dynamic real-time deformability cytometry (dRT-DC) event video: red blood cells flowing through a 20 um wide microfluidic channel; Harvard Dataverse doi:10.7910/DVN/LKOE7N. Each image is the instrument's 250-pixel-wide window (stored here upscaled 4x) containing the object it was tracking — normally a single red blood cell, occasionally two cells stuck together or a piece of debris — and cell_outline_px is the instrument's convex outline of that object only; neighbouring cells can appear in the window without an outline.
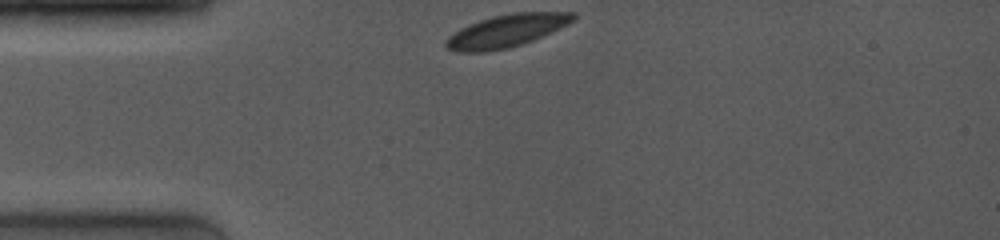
{"species": "common noctule bat (a hibernating species)", "species_latin": "Nyctalus noctula", "temperature_condition": "room temperature", "stored_images_in_passage": 41, "camera_frame_rate_fps": 4000, "um_per_image_px": 0.085, "animal": {"sex": "female", "body_mass_g": 19.0, "forearm_length_mm": 53.3}, "frame": {"image": 1, "passage_image": 1, "time_ms": 0.0, "image_size_px": [1000, 240], "cell_outline_px": [[576, 20], [552, 32], [532, 40], [508, 48], [484, 52], [456, 52], [444, 48], [444, 40], [448, 36], [468, 24], [480, 20], [512, 12], [576, 12]], "centroid_in_image_um": [43.03, 2.62], "position_along_channel_um": 42.0, "area_um2": 24.28}}
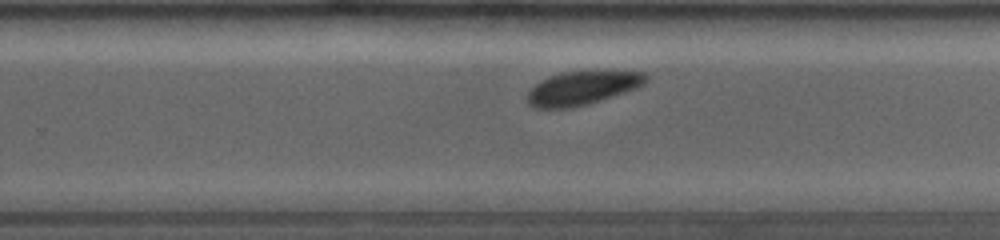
{"frame": {"image": 2, "passage_image": 26, "time_ms": 6.75, "image_size_px": [1000, 240], "cell_outline_px": [[648, 80], [644, 84], [636, 88], [588, 104], [572, 108], [536, 108], [528, 104], [528, 92], [540, 80], [560, 72], [600, 68], [604, 68], [644, 72], [648, 76]], "centroid_in_image_um": [49.56, 7.42], "position_along_channel_um": 280.2, "area_um2": 24.1}}
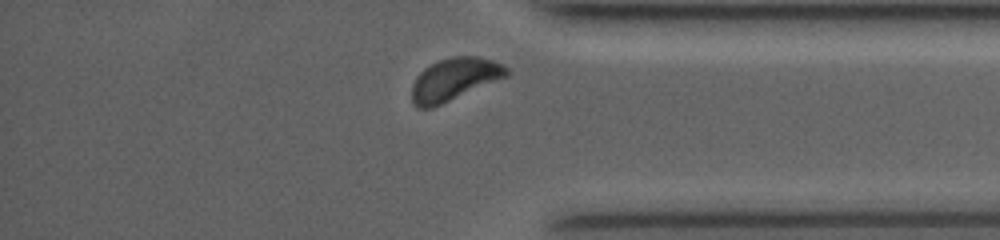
{"frame": {"image": 3, "passage_image": 37, "time_ms": 9.75, "image_size_px": [1000, 240], "cell_outline_px": [[512, 72], [508, 76], [432, 108], [416, 108], [412, 100], [412, 84], [416, 76], [424, 68], [440, 60], [452, 56], [476, 56], [492, 60], [508, 68]], "centroid_in_image_um": [38.62, 6.74], "position_along_channel_um": 396.6, "area_um2": 23.41}, "authors_computed_cell_mechanics": {"area_um2": 24.565, "velocity_mm_per_s": 3.9002, "shape_relaxation_time_tau1_ms": 1.7486, "shape_relaxation_time_tau2_ms": null, "deformation_change_tau1": 0.0656, "deformation_change_tau2": null}}